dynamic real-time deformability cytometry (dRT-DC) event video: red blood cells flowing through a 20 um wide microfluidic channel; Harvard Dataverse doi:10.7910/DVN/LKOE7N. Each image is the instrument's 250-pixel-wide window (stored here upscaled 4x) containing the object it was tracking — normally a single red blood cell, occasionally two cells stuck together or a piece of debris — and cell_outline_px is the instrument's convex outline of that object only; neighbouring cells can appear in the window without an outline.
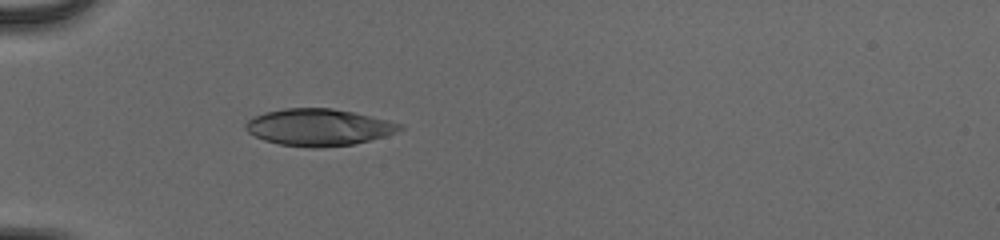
{"species": "human", "species_latin": "Homo sapiens", "temperature_condition": "cold", "stored_images_in_passage": 36, "camera_frame_rate_fps": 3000, "um_per_image_px": 0.085, "donor": {"sex": "male"}, "frame": {"image": 1, "passage_image": 1, "time_ms": 0.0, "image_size_px": [1000, 240], "cell_outline_px": [[404, 128], [396, 132], [384, 136], [352, 144], [320, 148], [312, 148], [280, 144], [264, 140], [248, 132], [244, 128], [244, 124], [248, 120], [264, 112], [284, 108], [332, 108], [352, 112], [388, 120], [404, 124]], "centroid_in_image_um": [27.08, 10.81], "position_along_channel_um": 57.9, "area_um2": 33.0}}
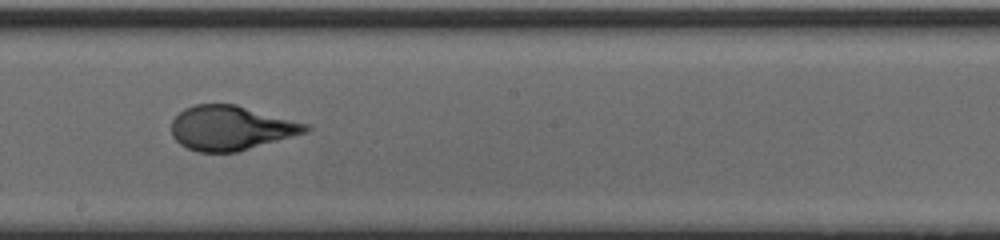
{"frame": {"image": 2, "passage_image": 15, "time_ms": 4.667, "image_size_px": [1000, 240], "cell_outline_px": [[312, 128], [308, 132], [236, 152], [196, 152], [180, 144], [172, 136], [172, 120], [184, 108], [196, 104], [236, 104], [308, 124]], "centroid_in_image_um": [19.63, 10.87], "position_along_channel_um": 228.6, "area_um2": 34.68}}
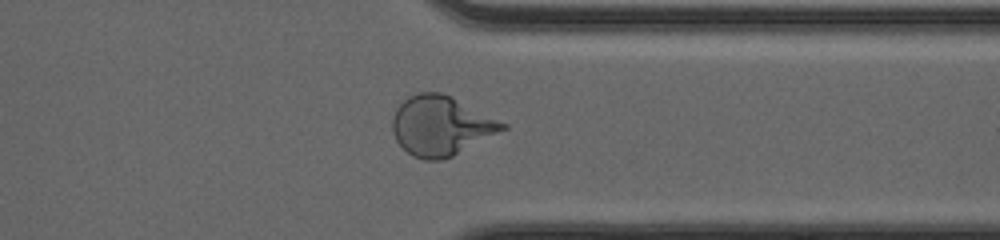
{"frame": {"image": 3, "passage_image": 26, "time_ms": 8.333, "image_size_px": [1000, 240], "cell_outline_px": [[508, 128], [452, 156], [440, 160], [424, 160], [412, 156], [396, 140], [392, 132], [392, 116], [396, 108], [408, 96], [420, 92], [440, 92], [508, 124]], "centroid_in_image_um": [37.45, 10.7], "position_along_channel_um": 374.0, "area_um2": 37.8}, "authors_computed_cell_mechanics": {"area_um2": 34.969, "velocity_mm_per_s": 3.9501, "shape_relaxation_time_tau1_ms": 4.5784, "shape_relaxation_time_tau2_ms": null, "deformation_change_tau1": 0.2177, "deformation_change_tau2": null}}